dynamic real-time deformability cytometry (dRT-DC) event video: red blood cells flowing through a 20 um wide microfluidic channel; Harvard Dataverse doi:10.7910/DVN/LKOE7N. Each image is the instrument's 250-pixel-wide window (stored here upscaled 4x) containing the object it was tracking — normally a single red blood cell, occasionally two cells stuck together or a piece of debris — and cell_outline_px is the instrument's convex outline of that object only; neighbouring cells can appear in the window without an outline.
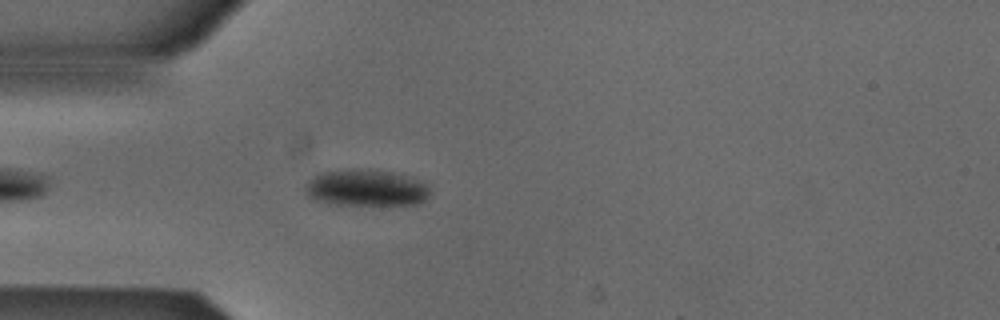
{"species": "Egyptian fruit bat (a non-hibernating species)", "species_latin": "Rousettus aegyptiacus", "temperature_condition": "cold", "stored_images_in_passage": 32, "camera_frame_rate_fps": 3000, "um_per_image_px": 0.085, "animal": {"sex": "male"}, "frame": {"image": 1, "passage_image": 5, "time_ms": 1.333, "image_size_px": [1000, 320], "cell_outline_px": [[428, 196], [424, 200], [416, 204], [328, 204], [316, 200], [308, 196], [308, 180], [320, 172], [356, 168], [392, 172], [412, 176], [428, 184]], "centroid_in_image_um": [31.15, 15.95], "position_along_channel_um": 53.9, "area_um2": 26.41}}
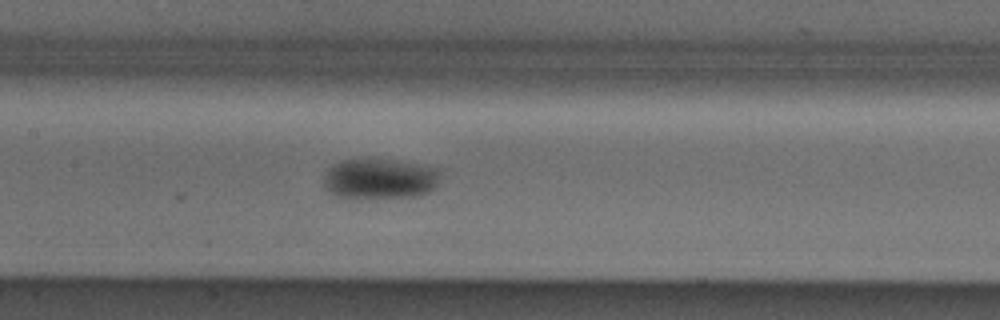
{"frame": {"image": 2, "passage_image": 15, "time_ms": 4.667, "image_size_px": [1000, 320], "cell_outline_px": [[440, 172], [436, 184], [428, 192], [416, 196], [336, 196], [324, 188], [324, 180], [332, 164], [344, 160], [396, 160], [424, 164], [440, 168]], "centroid_in_image_um": [32.33, 15.16], "position_along_channel_um": 175.1, "area_um2": 26.7}}
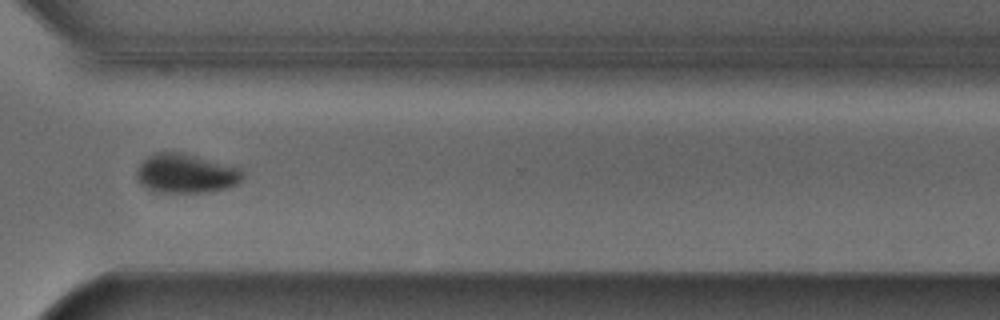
{"frame": {"image": 3, "passage_image": 29, "time_ms": 9.333, "image_size_px": [1000, 320], "cell_outline_px": [[244, 176], [236, 184], [224, 188], [208, 192], [160, 192], [148, 188], [140, 184], [136, 176], [136, 172], [140, 164], [148, 156], [156, 152], [184, 152], [240, 168], [244, 172]], "centroid_in_image_um": [15.8, 14.73], "position_along_channel_um": 354.8, "area_um2": 24.1}, "authors_computed_cell_mechanics": {"area_um2": 26.9348, "velocity_mm_per_s": 3.8507, "shape_relaxation_time_tau1_ms": 10.6745, "shape_relaxation_time_tau2_ms": null, "deformation_change_tau1": 0.1431, "deformation_change_tau2": null}}